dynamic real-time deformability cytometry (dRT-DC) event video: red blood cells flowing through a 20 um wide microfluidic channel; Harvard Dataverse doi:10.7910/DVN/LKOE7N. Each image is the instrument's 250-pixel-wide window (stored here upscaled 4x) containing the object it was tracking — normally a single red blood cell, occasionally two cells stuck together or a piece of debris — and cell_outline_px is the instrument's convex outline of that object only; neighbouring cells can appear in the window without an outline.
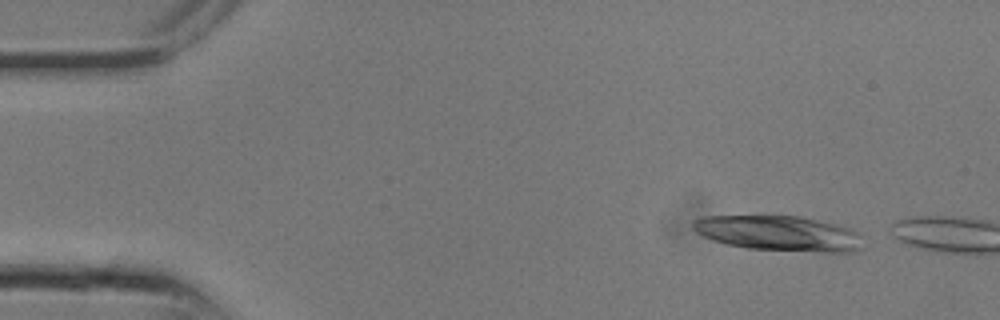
{"species": "common noctule bat (a hibernating species)", "species_latin": "Nyctalus noctula", "temperature_condition": "room temperature", "stored_images_in_passage": 3, "camera_frame_rate_fps": 3000, "um_per_image_px": 0.085, "animal": {"sex": "male", "body_mass_g": 13.3}, "frame": {"image": 1, "passage_image": 2, "time_ms": 0.333, "image_size_px": [1000, 320], "cell_outline_px": [[864, 248], [856, 252], [820, 252], [748, 248], [728, 244], [712, 240], [696, 232], [692, 228], [692, 220], [704, 216], [800, 216], [840, 224], [852, 228], [860, 232]], "centroid_in_image_um": [66.29, 19.83], "position_along_channel_um": 18.7, "area_um2": 35.37}}